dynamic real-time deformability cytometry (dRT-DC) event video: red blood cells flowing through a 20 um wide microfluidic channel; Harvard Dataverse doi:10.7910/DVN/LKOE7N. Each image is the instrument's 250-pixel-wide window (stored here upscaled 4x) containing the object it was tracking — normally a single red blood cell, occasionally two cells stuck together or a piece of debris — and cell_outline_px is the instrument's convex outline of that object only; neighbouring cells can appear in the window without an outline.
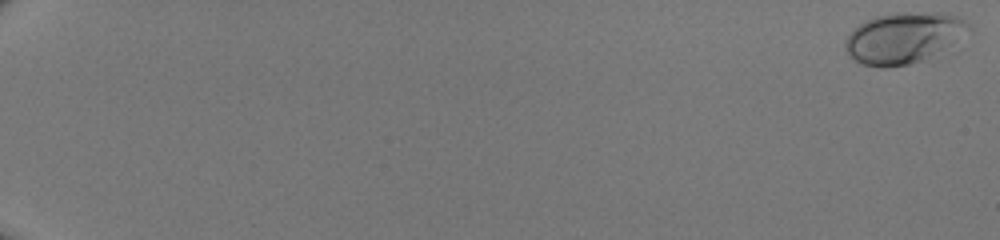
{"species": "human", "species_latin": "Homo sapiens", "temperature_condition": "room temperature", "stored_images_in_passage": 51, "camera_frame_rate_fps": 3000, "um_per_image_px": 0.085, "donor": {"sex": "male"}, "frame": {"image": 1, "passage_image": 1, "time_ms": 0.0, "image_size_px": [1000, 240], "cell_outline_px": [[972, 28], [948, 44], [920, 60], [908, 64], [888, 68], [880, 68], [864, 64], [856, 60], [844, 48], [844, 40], [864, 20], [876, 16], [896, 12], [940, 12], [956, 16], [964, 20]], "centroid_in_image_um": [76.73, 3.19], "position_along_channel_um": 8.3, "area_um2": 35.72}}
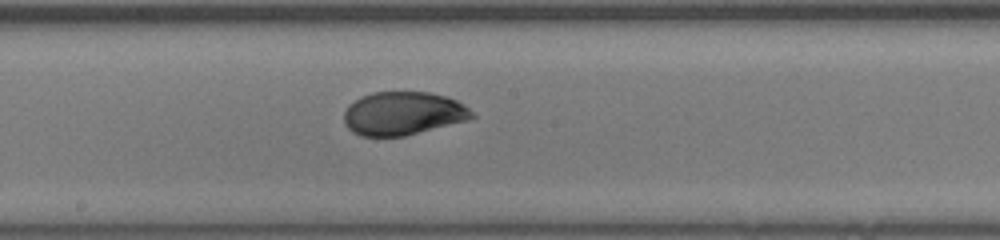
{"frame": {"image": 2, "passage_image": 32, "time_ms": 10.333, "image_size_px": [1000, 240], "cell_outline_px": [[476, 116], [468, 120], [404, 136], [360, 136], [352, 132], [344, 124], [344, 112], [348, 104], [360, 96], [372, 92], [432, 92], [456, 100], [464, 104], [476, 112]], "centroid_in_image_um": [34.26, 9.64], "position_along_channel_um": 213.9, "area_um2": 32.66}}
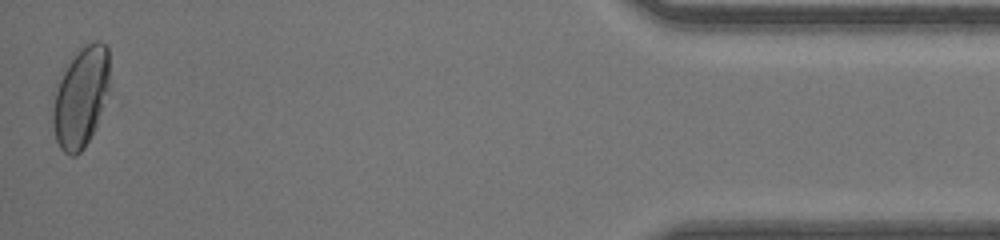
{"frame": {"image": 3, "passage_image": 51, "time_ms": 16.667, "image_size_px": [1000, 240], "cell_outline_px": [[108, 92], [96, 124], [84, 148], [76, 156], [68, 156], [60, 148], [56, 140], [52, 124], [52, 112], [56, 80], [68, 60], [80, 44], [96, 40], [100, 40], [108, 44]], "centroid_in_image_um": [6.83, 8.17], "position_along_channel_um": 428.4, "area_um2": 33.93}}